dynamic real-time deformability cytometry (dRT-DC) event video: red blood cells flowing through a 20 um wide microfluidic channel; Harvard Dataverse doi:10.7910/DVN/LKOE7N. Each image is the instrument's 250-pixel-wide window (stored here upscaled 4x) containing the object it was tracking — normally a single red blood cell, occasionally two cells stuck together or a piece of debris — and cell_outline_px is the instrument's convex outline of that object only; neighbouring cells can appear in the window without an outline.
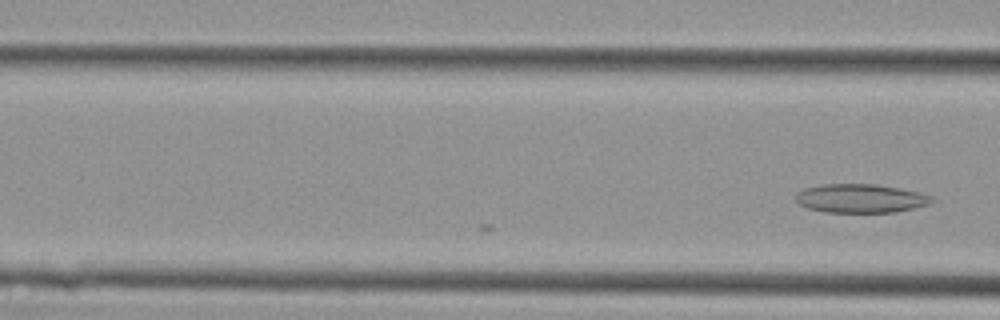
{"species": "Egyptian fruit bat (a non-hibernating species)", "species_latin": "Rousettus aegyptiacus", "temperature_condition": "cold", "stored_images_in_passage": 5, "camera_frame_rate_fps": 3000, "um_per_image_px": 0.085, "animal": {"sex": "female"}, "frame": {"image": 1, "passage_image": 5, "time_ms": 1.333, "image_size_px": [1000, 320], "cell_outline_px": [[936, 200], [928, 204], [912, 208], [892, 212], [824, 212], [808, 208], [800, 204], [796, 200], [796, 192], [804, 188], [820, 184], [876, 184], [900, 188], [920, 192], [932, 196]], "centroid_in_image_um": [73.14, 16.85], "position_along_channel_um": 93.5, "area_um2": 22.83}}